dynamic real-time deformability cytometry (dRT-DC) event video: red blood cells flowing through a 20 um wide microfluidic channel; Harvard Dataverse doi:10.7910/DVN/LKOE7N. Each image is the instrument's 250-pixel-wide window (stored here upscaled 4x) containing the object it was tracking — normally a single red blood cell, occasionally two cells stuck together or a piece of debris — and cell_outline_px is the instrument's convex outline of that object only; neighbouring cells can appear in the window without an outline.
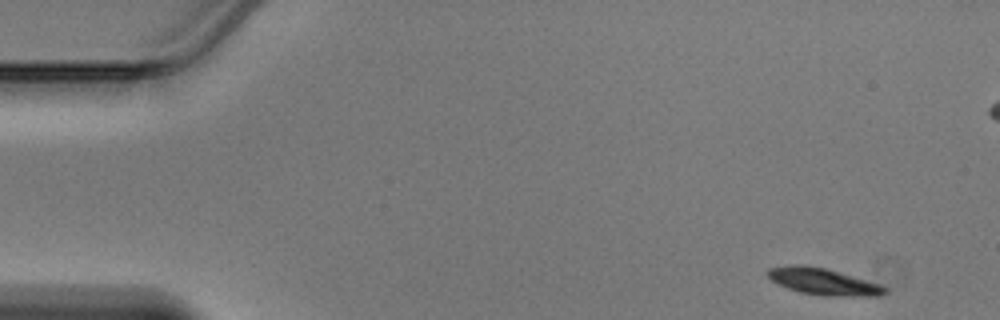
{"species": "Egyptian fruit bat (a non-hibernating species)", "species_latin": "Rousettus aegyptiacus", "temperature_condition": "warm", "stored_images_in_passage": 45, "camera_frame_rate_fps": 3000, "um_per_image_px": 0.085, "animal": {"sex": "male"}, "frame": {"image": 1, "passage_image": 1, "time_ms": 0.0, "image_size_px": [1000, 320], "cell_outline_px": [[888, 292], [876, 296], [860, 296], [800, 292], [788, 288], [772, 280], [764, 272], [768, 268], [792, 264], [796, 264], [824, 268], [864, 280], [888, 288]], "centroid_in_image_um": [69.9, 23.9], "position_along_channel_um": 15.1, "area_um2": 17.28}}
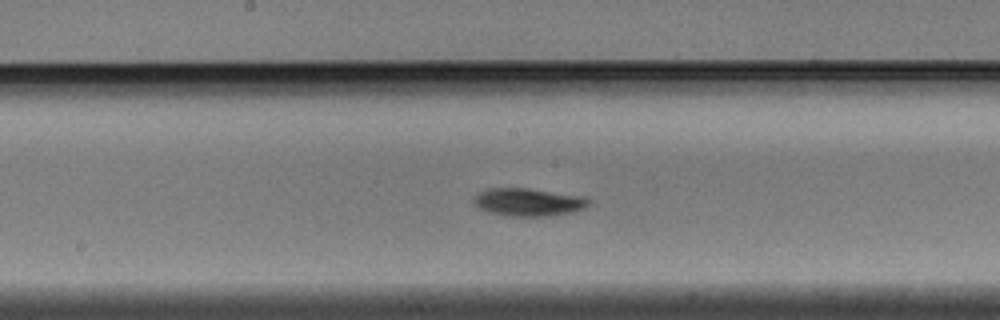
{"frame": {"image": 2, "passage_image": 22, "time_ms": 7.0, "image_size_px": [1000, 320], "cell_outline_px": [[588, 204], [584, 208], [572, 212], [552, 216], [508, 216], [488, 212], [480, 208], [472, 200], [480, 192], [488, 188], [528, 188], [584, 196], [588, 200]], "centroid_in_image_um": [44.91, 17.18], "position_along_channel_um": 203.3, "area_um2": 18.55}}
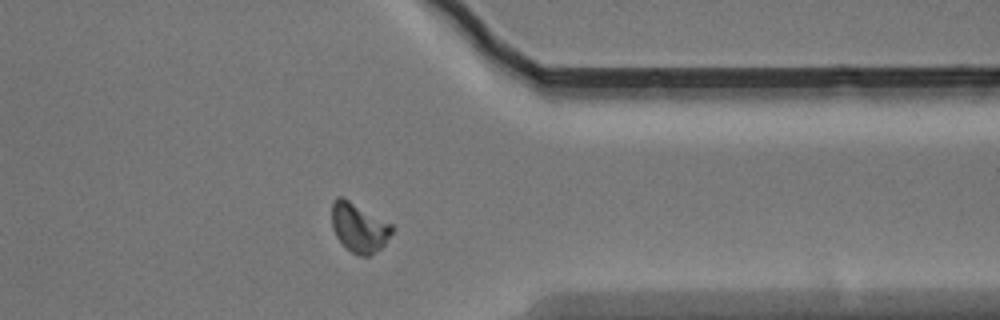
{"frame": {"image": 3, "passage_image": 35, "time_ms": 11.333, "image_size_px": [1000, 320], "cell_outline_px": [[396, 228], [384, 244], [380, 248], [368, 256], [360, 256], [352, 252], [336, 236], [332, 228], [332, 200], [336, 196], [340, 196], [348, 200], [392, 224]], "centroid_in_image_um": [30.52, 19.33], "position_along_channel_um": 380.9, "area_um2": 17.05}}